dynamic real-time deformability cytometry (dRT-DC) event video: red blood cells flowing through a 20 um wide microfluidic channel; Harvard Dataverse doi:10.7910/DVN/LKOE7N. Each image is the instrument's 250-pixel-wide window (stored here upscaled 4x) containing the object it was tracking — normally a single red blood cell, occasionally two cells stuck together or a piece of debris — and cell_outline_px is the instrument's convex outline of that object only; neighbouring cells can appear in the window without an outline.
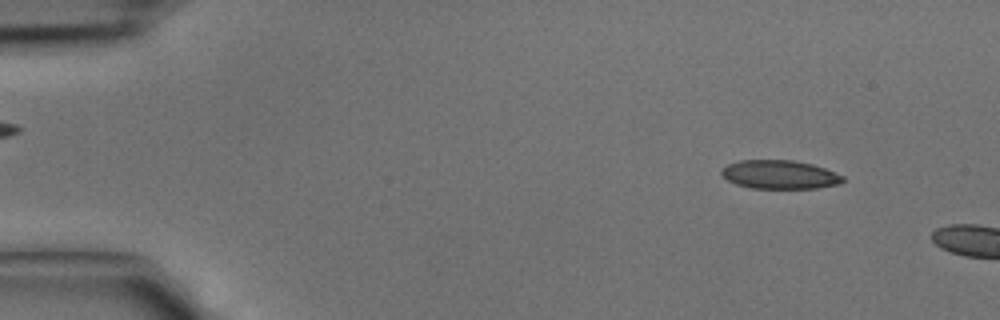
{"species": "common noctule bat (a hibernating species)", "species_latin": "Nyctalus noctula", "temperature_condition": "cold", "stored_images_in_passage": 7, "camera_frame_rate_fps": 3000, "um_per_image_px": 0.085, "animal": {"sex": "male", "body_mass_g": 15.6}, "frame": {"image": 1, "passage_image": 4, "time_ms": 1.0, "image_size_px": [1000, 320], "cell_outline_px": [[844, 180], [840, 184], [816, 188], [752, 188], [736, 184], [728, 180], [720, 172], [728, 164], [740, 160], [792, 160], [812, 164], [824, 168], [844, 176]], "centroid_in_image_um": [66.29, 14.84], "position_along_channel_um": 18.7, "area_um2": 20.11}}